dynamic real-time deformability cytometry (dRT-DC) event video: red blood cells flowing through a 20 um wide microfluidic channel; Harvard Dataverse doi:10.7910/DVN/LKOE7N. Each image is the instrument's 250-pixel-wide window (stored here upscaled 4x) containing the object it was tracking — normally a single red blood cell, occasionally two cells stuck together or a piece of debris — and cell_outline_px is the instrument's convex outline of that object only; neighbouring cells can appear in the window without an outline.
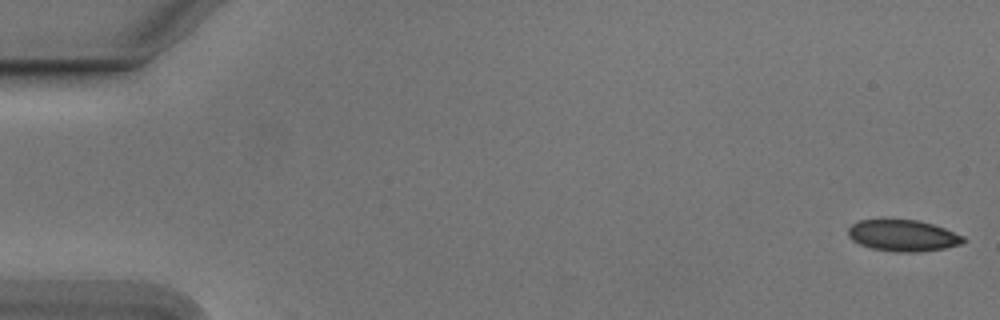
{"species": "Egyptian fruit bat (a non-hibernating species)", "species_latin": "Rousettus aegyptiacus", "temperature_condition": "cold", "stored_images_in_passage": 3, "camera_frame_rate_fps": 3000, "um_per_image_px": 0.085, "animal": {"sex": "male"}, "frame": {"image": 1, "passage_image": 1, "time_ms": 0.0, "image_size_px": [1000, 320], "cell_outline_px": [[968, 240], [960, 244], [944, 248], [920, 252], [896, 252], [872, 248], [860, 244], [852, 240], [848, 236], [848, 228], [852, 224], [860, 220], [916, 220], [932, 224], [944, 228], [964, 236]], "centroid_in_image_um": [76.76, 20.03], "position_along_channel_um": 8.2, "area_um2": 20.98}}